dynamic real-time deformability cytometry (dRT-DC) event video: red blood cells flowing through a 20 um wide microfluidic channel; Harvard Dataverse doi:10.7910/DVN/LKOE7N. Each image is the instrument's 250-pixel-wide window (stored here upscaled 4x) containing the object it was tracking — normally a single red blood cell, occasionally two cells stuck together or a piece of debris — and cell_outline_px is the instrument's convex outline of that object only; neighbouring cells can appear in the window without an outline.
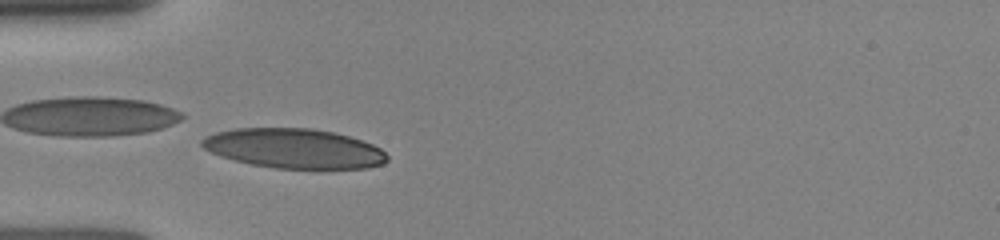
{"species": "human", "species_latin": "Homo sapiens", "temperature_condition": "room temperature", "stored_images_in_passage": 12, "camera_frame_rate_fps": 3000, "um_per_image_px": 0.085, "donor": {"sex": "female"}, "frame": {"image": 1, "passage_image": 7, "time_ms": 2.667, "image_size_px": [1000, 240], "cell_outline_px": [[388, 160], [384, 164], [368, 168], [276, 168], [252, 164], [220, 156], [204, 148], [200, 144], [200, 140], [204, 136], [216, 132], [236, 128], [312, 128], [332, 132], [348, 136], [372, 144], [380, 148], [388, 156]], "centroid_in_image_um": [24.99, 12.61], "position_along_channel_um": 60.0, "area_um2": 42.66}}
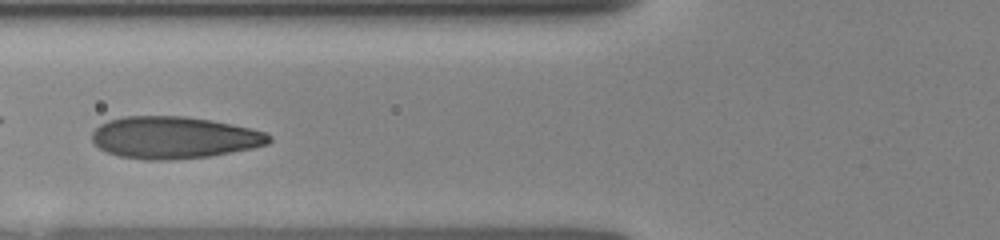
{"frame": {"image": 2, "passage_image": 10, "time_ms": 4.0, "image_size_px": [1000, 240], "cell_outline_px": [[272, 140], [268, 144], [252, 148], [208, 156], [172, 160], [144, 160], [120, 156], [108, 152], [100, 148], [92, 140], [92, 132], [100, 124], [108, 120], [124, 116], [184, 116], [212, 120], [252, 128], [264, 132], [272, 136]], "centroid_in_image_um": [14.8, 11.68], "position_along_channel_um": 111.0, "area_um2": 43.41}}